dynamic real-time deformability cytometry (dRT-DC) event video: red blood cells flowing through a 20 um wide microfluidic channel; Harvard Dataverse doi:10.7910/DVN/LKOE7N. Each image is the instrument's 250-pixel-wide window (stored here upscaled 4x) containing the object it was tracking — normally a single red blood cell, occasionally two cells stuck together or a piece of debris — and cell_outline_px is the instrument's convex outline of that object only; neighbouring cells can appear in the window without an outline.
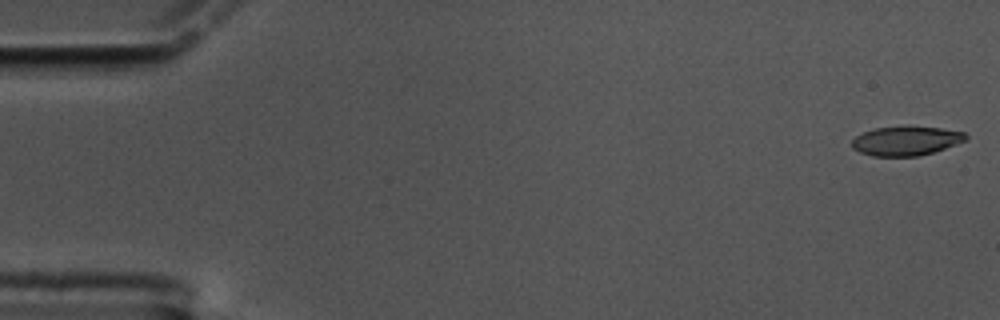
{"species": "common noctule bat (a hibernating species)", "species_latin": "Nyctalus noctula", "temperature_condition": "cold", "stored_images_in_passage": 59, "camera_frame_rate_fps": 3000, "um_per_image_px": 0.085, "animal": {"sex": "male", "body_mass_g": 17.5, "forearm_length_mm": 52.3}, "frame": {"image": 1, "passage_image": 1, "time_ms": 0.0, "image_size_px": [1000, 320], "cell_outline_px": [[968, 140], [932, 152], [916, 156], [872, 156], [860, 152], [852, 148], [852, 140], [856, 136], [864, 132], [876, 128], [940, 128], [964, 132], [968, 136]], "centroid_in_image_um": [77.01, 12.0], "position_along_channel_um": 8.0, "area_um2": 18.79}}
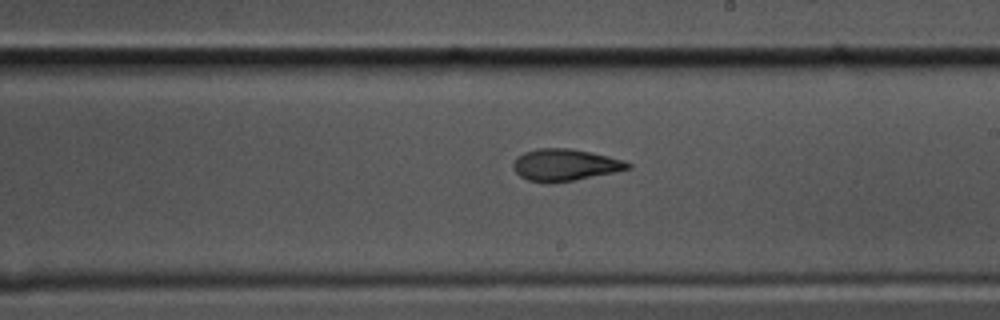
{"frame": {"image": 2, "passage_image": 34, "time_ms": 11.0, "image_size_px": [1000, 320], "cell_outline_px": [[632, 168], [572, 180], [528, 180], [520, 176], [512, 168], [512, 164], [516, 156], [524, 152], [536, 148], [568, 148], [608, 156], [624, 160], [632, 164]], "centroid_in_image_um": [48.0, 13.97], "position_along_channel_um": 241.0, "area_um2": 20.58}}
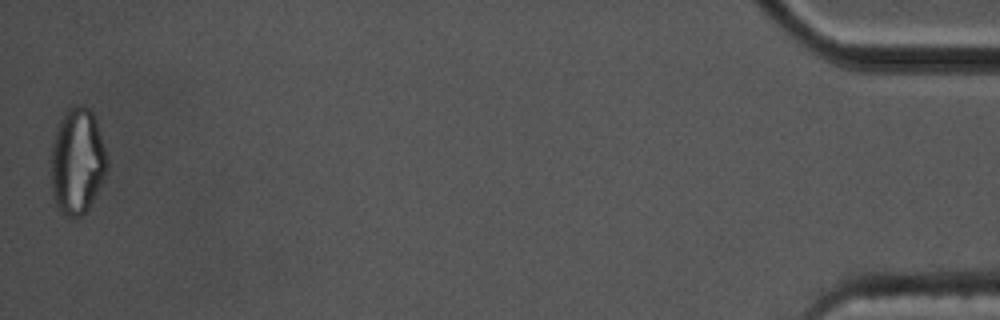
{"frame": {"image": 3, "passage_image": 59, "time_ms": 19.333, "image_size_px": [1000, 320], "cell_outline_px": [[108, 168], [104, 180], [88, 208], [80, 216], [68, 216], [60, 212], [56, 204], [52, 192], [52, 144], [60, 120], [68, 108], [88, 108], [92, 112], [108, 160]], "centroid_in_image_um": [6.57, 13.76], "position_along_channel_um": 428.6, "area_um2": 33.81}, "authors_computed_cell_mechanics": {"area_um2": 21.0392, "velocity_mm_per_s": 3.3678, "shape_relaxation_time_tau1_ms": 8.7641, "shape_relaxation_time_tau2_ms": 2.7482, "deformation_change_tau1": 0.2561, "deformation_change_tau2": 0.0988}}